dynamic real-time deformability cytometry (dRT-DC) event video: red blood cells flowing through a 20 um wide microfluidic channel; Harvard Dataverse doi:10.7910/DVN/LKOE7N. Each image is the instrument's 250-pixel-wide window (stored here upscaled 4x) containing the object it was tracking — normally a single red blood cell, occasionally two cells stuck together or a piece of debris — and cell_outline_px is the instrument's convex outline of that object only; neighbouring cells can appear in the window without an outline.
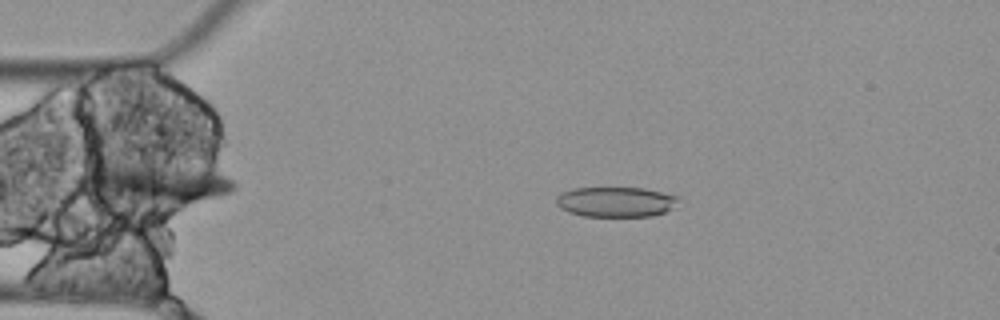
{"species": "Egyptian fruit bat (a non-hibernating species)", "species_latin": "Rousettus aegyptiacus", "temperature_condition": "cold", "stored_images_in_passage": 3, "camera_frame_rate_fps": 3000, "um_per_image_px": 0.085, "animal": {"sex": "female"}, "frame": {"image": 1, "passage_image": 2, "time_ms": 0.333, "image_size_px": [1000, 320], "cell_outline_px": [[680, 196], [664, 212], [652, 216], [584, 216], [568, 212], [560, 208], [556, 204], [556, 196], [560, 192], [572, 188], [644, 188]], "centroid_in_image_um": [52.25, 17.15], "position_along_channel_um": 32.8, "area_um2": 21.27}}